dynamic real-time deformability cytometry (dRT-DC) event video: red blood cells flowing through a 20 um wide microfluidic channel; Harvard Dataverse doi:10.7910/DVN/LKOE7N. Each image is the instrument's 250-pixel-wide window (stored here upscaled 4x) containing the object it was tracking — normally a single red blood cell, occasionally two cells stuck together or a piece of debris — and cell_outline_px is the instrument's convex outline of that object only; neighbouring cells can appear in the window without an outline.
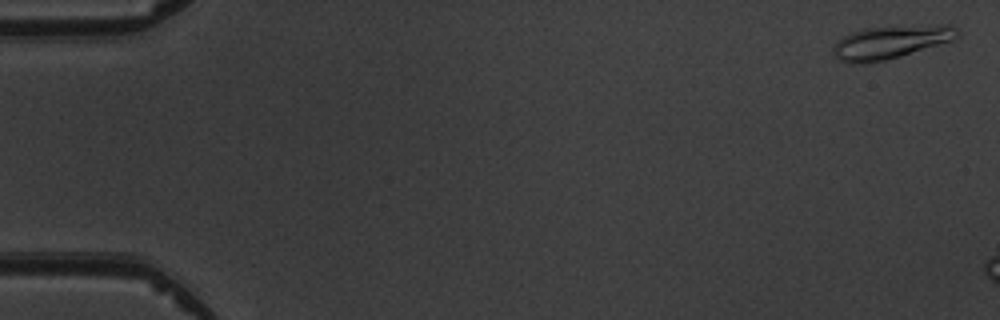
{"species": "common noctule bat (a hibernating species)", "species_latin": "Nyctalus noctula", "temperature_condition": "warm", "stored_images_in_passage": 3, "camera_frame_rate_fps": 3000, "um_per_image_px": 0.085, "animal": {"sex": "male", "body_mass_g": 19.5, "forearm_length_mm": 54.6}, "frame": {"image": 1, "passage_image": 1, "time_ms": 0.0, "image_size_px": [1000, 320], "cell_outline_px": [[960, 36], [952, 40], [900, 56], [868, 64], [848, 64], [840, 60], [836, 56], [832, 48], [844, 36], [852, 32], [864, 28], [940, 24], [948, 24], [956, 28], [960, 32]], "centroid_in_image_um": [75.72, 3.58], "position_along_channel_um": 9.3, "area_um2": 23.87}}